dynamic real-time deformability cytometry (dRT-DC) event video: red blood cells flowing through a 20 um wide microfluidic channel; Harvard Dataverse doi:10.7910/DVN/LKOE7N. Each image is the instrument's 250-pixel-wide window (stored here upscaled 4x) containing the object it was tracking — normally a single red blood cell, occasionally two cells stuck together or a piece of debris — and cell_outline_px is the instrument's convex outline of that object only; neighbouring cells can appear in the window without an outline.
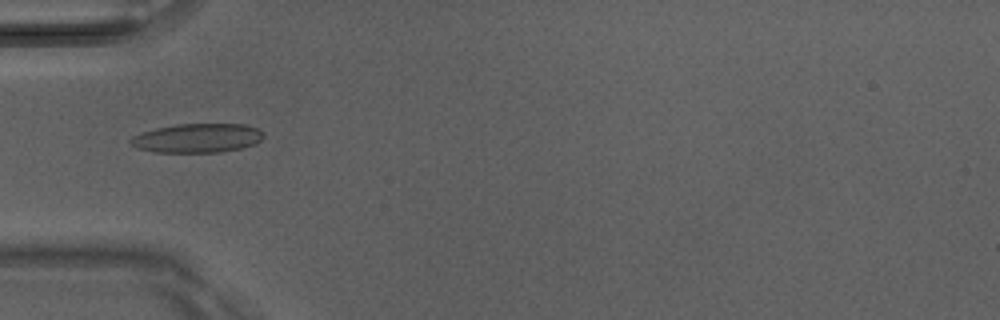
{"species": "Egyptian fruit bat (a non-hibernating species)", "species_latin": "Rousettus aegyptiacus", "temperature_condition": "room temperature", "stored_images_in_passage": 50, "camera_frame_rate_fps": 3000, "um_per_image_px": 0.085, "animal": {"sex": "male"}, "frame": {"image": 1, "passage_image": 17, "time_ms": 5.333, "image_size_px": [1000, 320], "cell_outline_px": [[264, 136], [256, 144], [240, 148], [220, 152], [152, 152], [136, 148], [128, 144], [128, 140], [132, 136], [156, 128], [176, 124], [244, 124], [256, 128], [264, 132]], "centroid_in_image_um": [16.74, 11.74], "position_along_channel_um": 68.3, "area_um2": 22.66}}
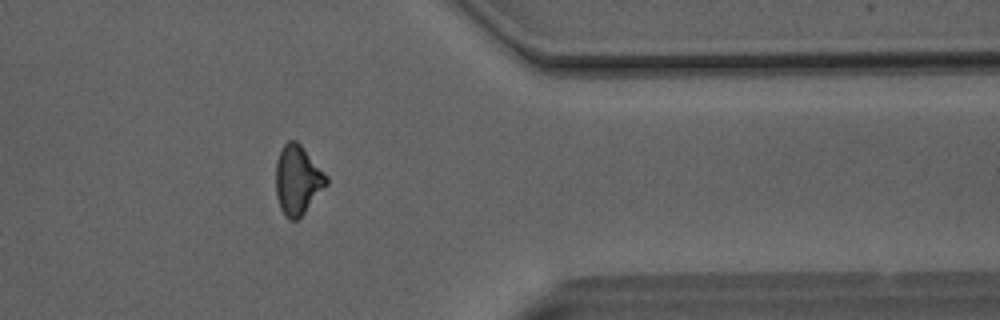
{"frame": {"image": 2, "passage_image": 41, "time_ms": 13.333, "image_size_px": [1000, 320], "cell_outline_px": [[328, 184], [304, 212], [296, 220], [288, 220], [284, 216], [280, 208], [276, 196], [276, 164], [280, 152], [284, 144], [288, 140], [296, 140], [300, 144], [328, 176]], "centroid_in_image_um": [25.29, 15.31], "position_along_channel_um": 386.1, "area_um2": 20.29}}
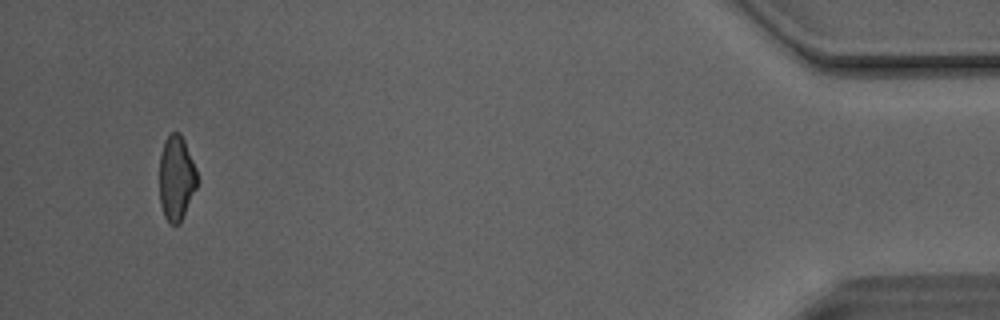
{"frame": {"image": 3, "passage_image": 48, "time_ms": 15.667, "image_size_px": [1000, 320], "cell_outline_px": [[200, 180], [180, 224], [168, 224], [164, 216], [160, 204], [160, 156], [164, 140], [172, 132], [180, 132], [184, 140], [196, 168]], "centroid_in_image_um": [15.01, 15.16], "position_along_channel_um": 420.2, "area_um2": 18.96}, "authors_computed_cell_mechanics": {"area_um2": 20.5768, "velocity_mm_per_s": 4.1572, "shape_relaxation_time_tau1_ms": null, "shape_relaxation_time_tau2_ms": 2.6307, "deformation_change_tau1": null, "deformation_change_tau2": 0.1046}}